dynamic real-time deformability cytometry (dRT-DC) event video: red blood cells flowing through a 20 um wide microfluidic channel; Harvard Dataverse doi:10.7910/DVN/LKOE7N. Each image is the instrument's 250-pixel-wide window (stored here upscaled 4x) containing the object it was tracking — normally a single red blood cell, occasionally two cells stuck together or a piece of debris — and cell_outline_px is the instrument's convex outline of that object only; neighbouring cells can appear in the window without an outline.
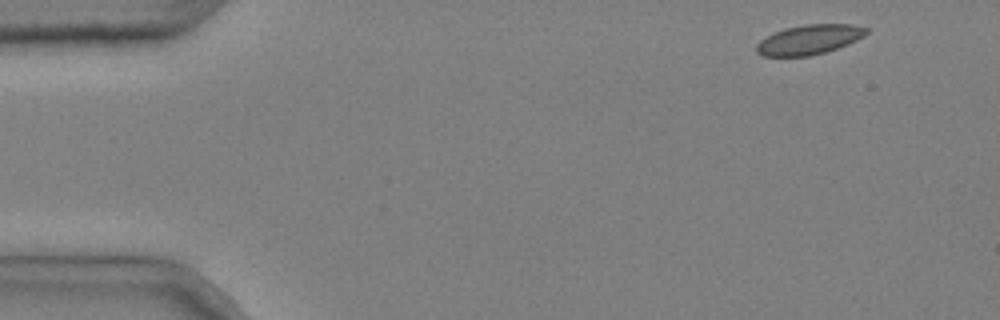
{"species": "common noctule bat (a hibernating species)", "species_latin": "Nyctalus noctula", "temperature_condition": "cold", "stored_images_in_passage": 4, "camera_frame_rate_fps": 3000, "um_per_image_px": 0.085, "animal": {"sex": "male", "body_mass_g": 20.4}, "frame": {"image": 1, "passage_image": 1, "time_ms": 0.0, "image_size_px": [1000, 320], "cell_outline_px": [[868, 32], [864, 36], [848, 44], [824, 52], [808, 56], [764, 56], [756, 52], [756, 44], [760, 40], [784, 28], [804, 24], [856, 24], [868, 28]], "centroid_in_image_um": [68.8, 3.35], "position_along_channel_um": 16.2, "area_um2": 18.96}}
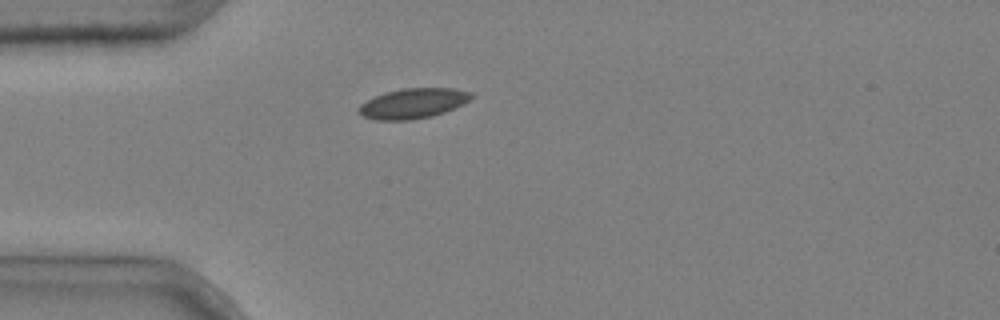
{"frame": {"image": 2, "passage_image": 3, "time_ms": 0.667, "image_size_px": [1000, 320], "cell_outline_px": [[476, 96], [464, 104], [444, 112], [432, 116], [412, 120], [376, 120], [364, 116], [356, 112], [356, 108], [360, 104], [384, 92], [404, 88], [452, 88], [472, 92]], "centroid_in_image_um": [35.13, 8.79], "position_along_channel_um": 49.9, "area_um2": 19.94}}